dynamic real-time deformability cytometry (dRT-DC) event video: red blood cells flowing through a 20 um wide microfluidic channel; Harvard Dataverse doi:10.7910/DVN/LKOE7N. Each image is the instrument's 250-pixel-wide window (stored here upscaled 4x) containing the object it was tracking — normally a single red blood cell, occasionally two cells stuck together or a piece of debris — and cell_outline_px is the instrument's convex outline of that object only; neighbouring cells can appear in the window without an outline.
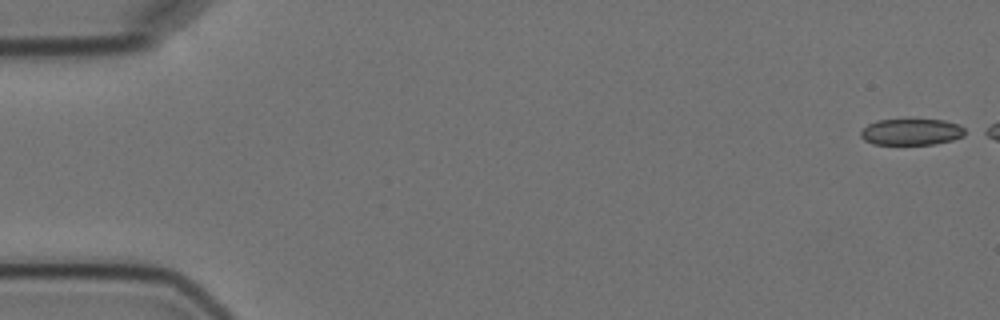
{"species": "Egyptian fruit bat (a non-hibernating species)", "species_latin": "Rousettus aegyptiacus", "temperature_condition": "cold", "stored_images_in_passage": 5, "camera_frame_rate_fps": 3000, "um_per_image_px": 0.085, "animal": {"sex": "female"}, "frame": {"image": 1, "passage_image": 1, "time_ms": 0.0, "image_size_px": [1000, 320], "cell_outline_px": [[972, 132], [964, 136], [952, 140], [932, 144], [872, 144], [864, 140], [860, 136], [860, 132], [868, 124], [876, 120], [944, 120], [960, 124], [968, 128]], "centroid_in_image_um": [77.56, 11.21], "position_along_channel_um": 7.4, "area_um2": 16.3}}